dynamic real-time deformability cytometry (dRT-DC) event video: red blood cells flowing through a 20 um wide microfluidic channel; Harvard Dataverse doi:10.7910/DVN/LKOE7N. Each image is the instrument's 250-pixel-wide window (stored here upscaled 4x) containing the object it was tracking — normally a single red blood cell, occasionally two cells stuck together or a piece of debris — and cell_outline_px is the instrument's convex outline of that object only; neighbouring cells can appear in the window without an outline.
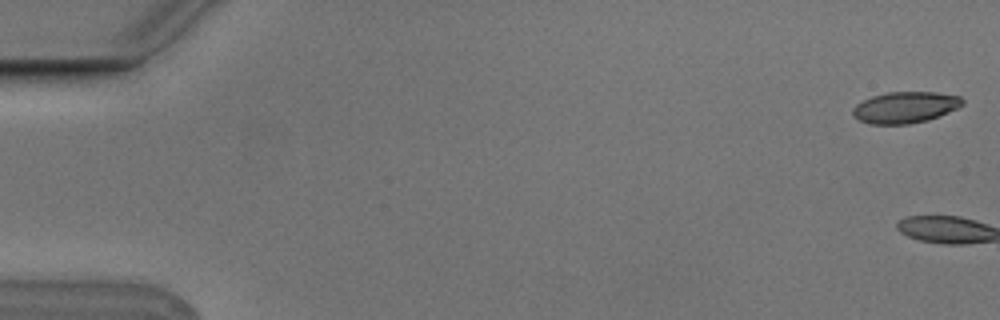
{"species": "Egyptian fruit bat (a non-hibernating species)", "species_latin": "Rousettus aegyptiacus", "temperature_condition": "cold", "stored_images_in_passage": 2, "camera_frame_rate_fps": 3000, "um_per_image_px": 0.085, "animal": {"sex": "male"}, "frame": {"image": 1, "passage_image": 1, "time_ms": 0.0, "image_size_px": [1000, 320], "cell_outline_px": [[964, 104], [960, 108], [928, 120], [908, 124], [872, 124], [860, 120], [852, 116], [852, 108], [856, 104], [872, 96], [888, 92], [936, 92], [960, 96], [964, 100]], "centroid_in_image_um": [76.97, 9.12], "position_along_channel_um": 8.0, "area_um2": 20.17}}